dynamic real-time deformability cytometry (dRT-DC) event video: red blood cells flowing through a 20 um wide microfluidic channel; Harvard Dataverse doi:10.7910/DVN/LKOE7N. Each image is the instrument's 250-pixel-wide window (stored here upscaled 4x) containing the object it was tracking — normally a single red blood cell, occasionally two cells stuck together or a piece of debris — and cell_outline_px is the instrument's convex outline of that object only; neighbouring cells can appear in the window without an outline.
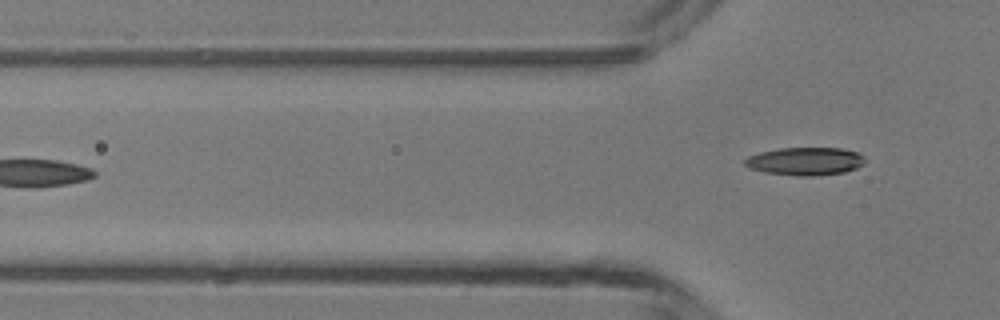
{"species": "common noctule bat (a hibernating species)", "species_latin": "Nyctalus noctula", "temperature_condition": "room temperature", "stored_images_in_passage": 6, "camera_frame_rate_fps": 3000, "um_per_image_px": 0.085, "animal": {"sex": "male", "body_mass_g": 13.3}, "frame": {"image": 1, "passage_image": 6, "time_ms": 6.0, "image_size_px": [1000, 320], "cell_outline_px": [[864, 164], [856, 168], [844, 172], [816, 176], [800, 176], [764, 172], [748, 168], [744, 164], [744, 160], [748, 156], [760, 152], [780, 148], [840, 148], [856, 152], [864, 156]], "centroid_in_image_um": [68.43, 13.71], "position_along_channel_um": 57.4, "area_um2": 19.59}}